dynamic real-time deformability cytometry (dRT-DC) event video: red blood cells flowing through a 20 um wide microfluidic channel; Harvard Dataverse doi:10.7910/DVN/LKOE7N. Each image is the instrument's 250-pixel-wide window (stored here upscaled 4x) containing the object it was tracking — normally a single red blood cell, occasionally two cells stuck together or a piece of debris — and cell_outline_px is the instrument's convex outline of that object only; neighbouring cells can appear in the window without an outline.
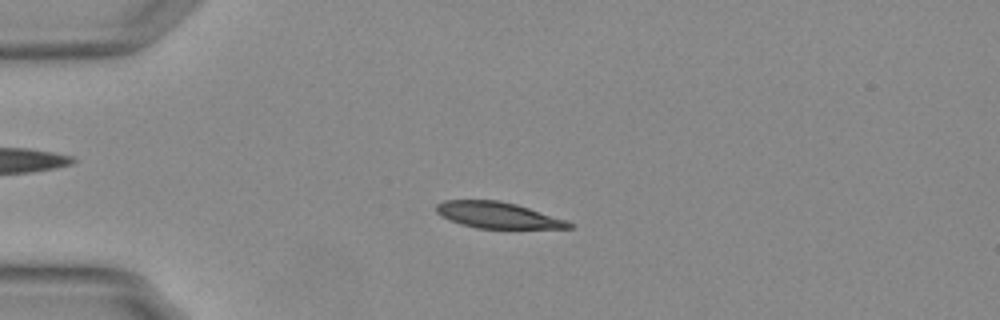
{"species": "Egyptian fruit bat (a non-hibernating species)", "species_latin": "Rousettus aegyptiacus", "temperature_condition": "warm", "stored_images_in_passage": 28, "camera_frame_rate_fps": 3000, "um_per_image_px": 0.085, "animal": {"sex": "female"}, "frame": {"image": 1, "passage_image": 6, "time_ms": 1.667, "image_size_px": [1000, 320], "cell_outline_px": [[572, 228], [476, 228], [460, 224], [448, 220], [440, 216], [436, 212], [436, 204], [444, 200], [500, 200], [516, 204], [568, 220], [572, 224]], "centroid_in_image_um": [42.27, 18.28], "position_along_channel_um": 42.7, "area_um2": 20.29}}
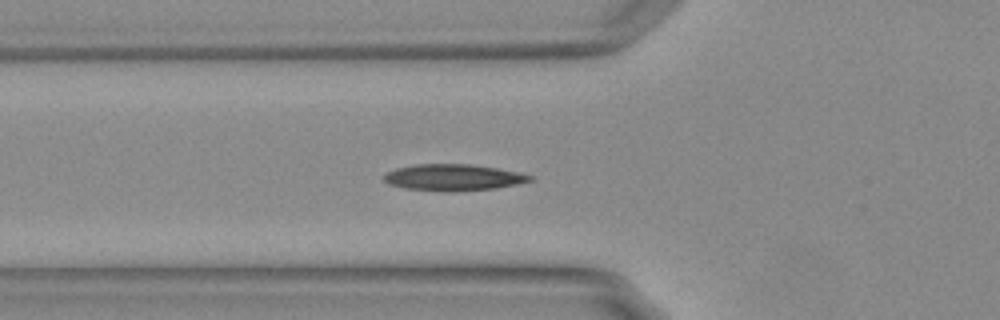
{"frame": {"image": 2, "passage_image": 12, "time_ms": 3.667, "image_size_px": [1000, 320], "cell_outline_px": [[536, 176], [532, 180], [516, 184], [496, 188], [456, 192], [444, 192], [404, 188], [388, 184], [384, 180], [384, 176], [388, 172], [396, 168], [416, 164], [468, 164], [496, 168]], "centroid_in_image_um": [38.52, 15.09], "position_along_channel_um": 87.3, "area_um2": 22.54}}
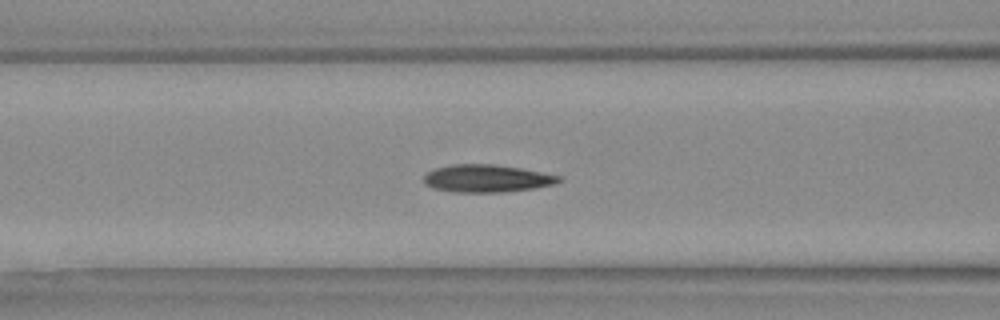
{"frame": {"image": 3, "passage_image": 15, "time_ms": 4.667, "image_size_px": [1000, 320], "cell_outline_px": [[560, 180], [556, 184], [536, 188], [504, 192], [452, 192], [432, 188], [424, 184], [424, 176], [428, 172], [436, 168], [452, 164], [496, 164], [520, 168], [560, 176]], "centroid_in_image_um": [41.36, 15.17], "position_along_channel_um": 125.2, "area_um2": 21.73}}